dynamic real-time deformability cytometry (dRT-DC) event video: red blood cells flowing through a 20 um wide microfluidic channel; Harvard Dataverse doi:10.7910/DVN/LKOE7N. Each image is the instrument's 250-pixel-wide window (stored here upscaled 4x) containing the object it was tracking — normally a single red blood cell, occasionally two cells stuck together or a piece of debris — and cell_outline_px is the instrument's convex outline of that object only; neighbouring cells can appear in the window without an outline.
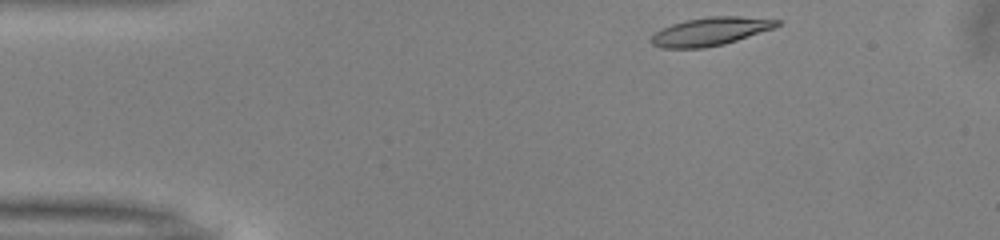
{"species": "common noctule bat (a hibernating species)", "species_latin": "Nyctalus noctula", "temperature_condition": "warm", "stored_images_in_passage": 33, "camera_frame_rate_fps": 3000, "um_per_image_px": 0.085, "animal": {"sex": "male", "body_mass_g": 13.0, "forearm_length_mm": 53.1}, "frame": {"image": 1, "passage_image": 1, "time_ms": 0.0, "image_size_px": [1000, 240], "cell_outline_px": [[784, 20], [780, 24], [772, 28], [724, 44], [704, 48], [660, 48], [652, 44], [648, 40], [660, 28], [684, 20], [708, 16], [740, 16]], "centroid_in_image_um": [60.34, 2.66], "position_along_channel_um": 24.7, "area_um2": 20.75}}
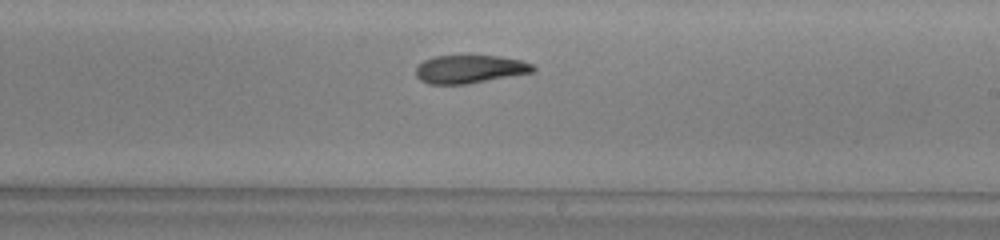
{"frame": {"image": 2, "passage_image": 23, "time_ms": 7.333, "image_size_px": [1000, 240], "cell_outline_px": [[536, 72], [468, 84], [428, 84], [420, 80], [416, 76], [416, 68], [424, 60], [432, 56], [500, 56], [520, 60], [532, 64], [536, 68]], "centroid_in_image_um": [39.95, 5.88], "position_along_channel_um": 249.0, "area_um2": 19.36}}
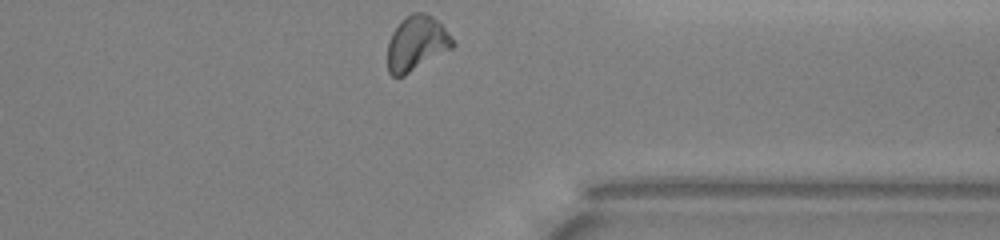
{"frame": {"image": 3, "passage_image": 33, "time_ms": 10.667, "image_size_px": [1000, 240], "cell_outline_px": [[456, 44], [452, 48], [404, 76], [392, 76], [388, 72], [388, 40], [392, 32], [400, 20], [404, 16], [412, 12], [424, 12], [432, 16], [444, 28]], "centroid_in_image_um": [35.38, 3.67], "position_along_channel_um": 376.0, "area_um2": 20.81}, "authors_computed_cell_mechanics": {"area_um2": 20.2878, "velocity_mm_per_s": 4.0158, "shape_relaxation_time_tau1_ms": 6.5224, "shape_relaxation_time_tau2_ms": 9.5743, "deformation_change_tau1": 0.2071, "deformation_change_tau2": 0.1916}}